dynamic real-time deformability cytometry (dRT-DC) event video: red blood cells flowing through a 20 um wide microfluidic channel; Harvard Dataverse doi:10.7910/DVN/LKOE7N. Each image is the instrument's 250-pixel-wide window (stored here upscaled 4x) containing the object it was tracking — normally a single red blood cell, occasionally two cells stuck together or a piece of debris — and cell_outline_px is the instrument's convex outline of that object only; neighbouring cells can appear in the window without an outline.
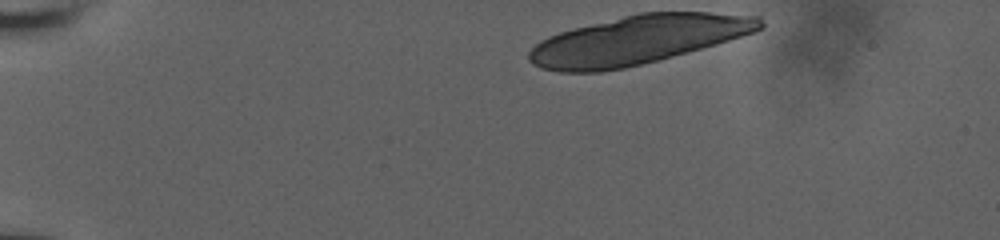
{"species": "human", "species_latin": "Homo sapiens", "temperature_condition": "room temperature", "stored_images_in_passage": 13, "camera_frame_rate_fps": 3000, "um_per_image_px": 0.085, "donor": {"sex": "male"}, "frame": {"image": 1, "passage_image": 1, "time_ms": 0.0, "image_size_px": [1000, 240], "cell_outline_px": [[764, 28], [756, 32], [700, 48], [656, 60], [624, 68], [600, 72], [560, 72], [540, 68], [532, 64], [528, 60], [528, 52], [540, 40], [548, 36], [572, 28], [640, 12], [708, 12], [760, 16], [764, 24]], "centroid_in_image_um": [54.18, 3.38], "position_along_channel_um": 30.8, "area_um2": 65.26}}